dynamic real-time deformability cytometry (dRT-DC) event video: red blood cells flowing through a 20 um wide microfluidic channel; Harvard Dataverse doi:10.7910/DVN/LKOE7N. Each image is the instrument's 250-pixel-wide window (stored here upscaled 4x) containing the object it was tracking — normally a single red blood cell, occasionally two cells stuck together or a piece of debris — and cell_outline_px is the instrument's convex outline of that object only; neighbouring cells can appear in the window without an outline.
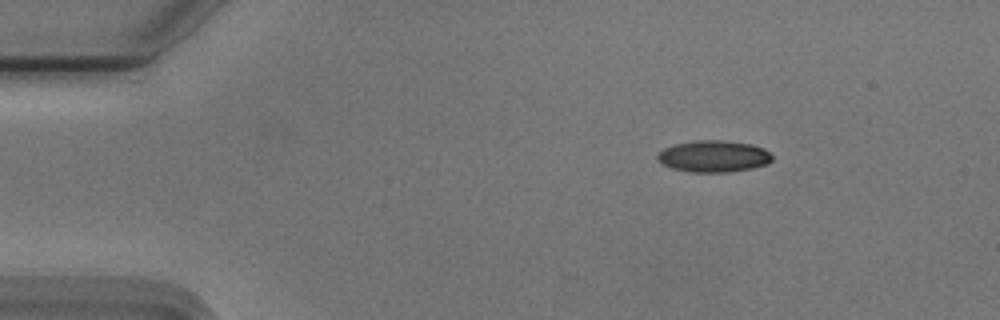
{"species": "Egyptian fruit bat (a non-hibernating species)", "species_latin": "Rousettus aegyptiacus", "temperature_condition": "cold", "stored_images_in_passage": 47, "camera_frame_rate_fps": 3000, "um_per_image_px": 0.085, "animal": {"sex": "male"}, "frame": {"image": 1, "passage_image": 1, "time_ms": 0.0, "image_size_px": [1000, 320], "cell_outline_px": [[772, 160], [768, 164], [752, 168], [728, 172], [688, 172], [672, 168], [660, 164], [656, 160], [656, 156], [664, 148], [676, 144], [696, 140], [724, 140], [752, 144], [764, 148], [772, 152]], "centroid_in_image_um": [60.67, 13.28], "position_along_channel_um": 24.3, "area_um2": 21.44}}
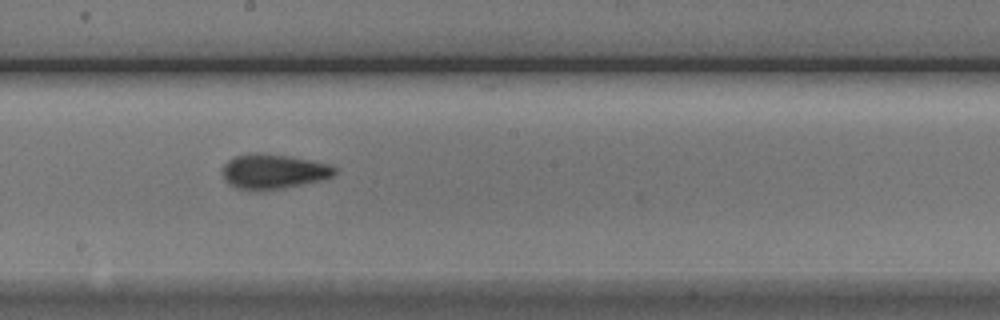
{"frame": {"image": 2, "passage_image": 23, "time_ms": 7.333, "image_size_px": [1000, 320], "cell_outline_px": [[336, 176], [324, 180], [264, 192], [248, 192], [236, 188], [228, 184], [224, 180], [224, 164], [228, 160], [236, 156], [252, 152], [256, 152], [288, 156], [328, 164], [336, 168]], "centroid_in_image_um": [23.23, 14.62], "position_along_channel_um": 225.0, "area_um2": 23.29}}
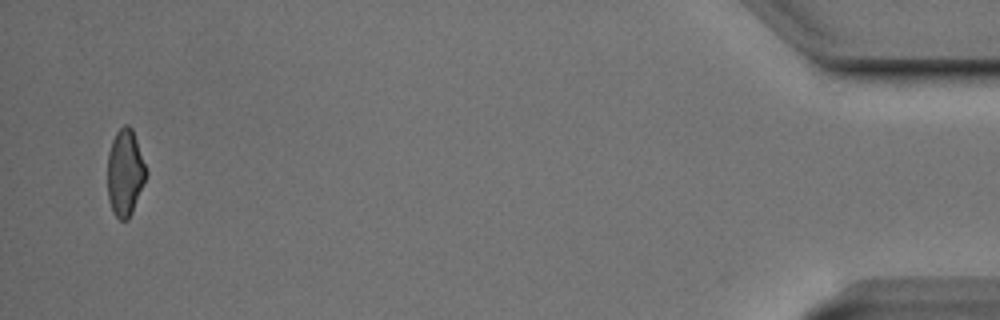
{"frame": {"image": 3, "passage_image": 46, "time_ms": 15.0, "image_size_px": [1000, 320], "cell_outline_px": [[148, 172], [132, 212], [128, 220], [120, 220], [112, 212], [108, 196], [108, 152], [112, 140], [116, 132], [124, 124], [128, 124], [132, 128]], "centroid_in_image_um": [10.63, 14.67], "position_along_channel_um": 424.6, "area_um2": 19.42}, "authors_computed_cell_mechanics": {"area_um2": 21.1548, "velocity_mm_per_s": 3.7388, "shape_relaxation_time_tau1_ms": 8.3183, "shape_relaxation_time_tau2_ms": 1.9549, "deformation_change_tau1": 0.1786, "deformation_change_tau2": 0.0963}}